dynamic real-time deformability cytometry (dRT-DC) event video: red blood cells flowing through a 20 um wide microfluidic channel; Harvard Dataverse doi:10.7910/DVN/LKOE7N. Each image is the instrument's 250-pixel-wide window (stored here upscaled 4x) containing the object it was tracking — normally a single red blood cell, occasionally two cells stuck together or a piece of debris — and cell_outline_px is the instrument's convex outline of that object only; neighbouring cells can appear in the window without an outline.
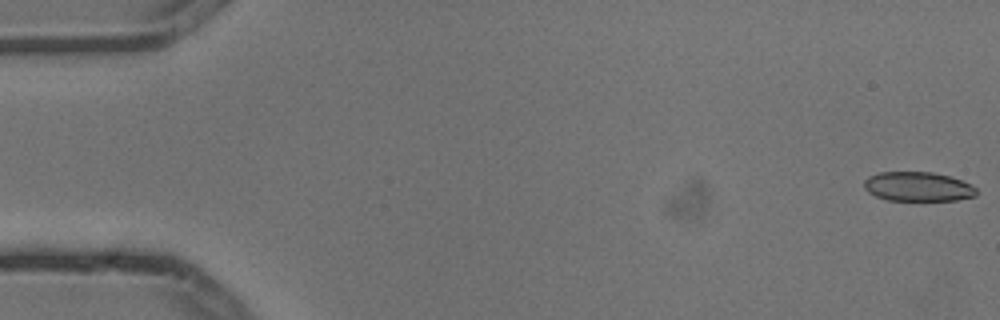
{"species": "common noctule bat (a hibernating species)", "species_latin": "Nyctalus noctula", "temperature_condition": "cold", "stored_images_in_passage": 6, "camera_frame_rate_fps": 3000, "um_per_image_px": 0.085, "animal": {"sex": "male", "body_mass_g": 13.3}, "frame": {"image": 1, "passage_image": 1, "time_ms": 0.0, "image_size_px": [1000, 320], "cell_outline_px": [[976, 196], [956, 200], [924, 204], [888, 200], [876, 196], [868, 192], [864, 188], [864, 180], [868, 176], [880, 172], [932, 172], [948, 176], [972, 184], [976, 188]], "centroid_in_image_um": [78.03, 15.92], "position_along_channel_um": 7.0, "area_um2": 20.17}}